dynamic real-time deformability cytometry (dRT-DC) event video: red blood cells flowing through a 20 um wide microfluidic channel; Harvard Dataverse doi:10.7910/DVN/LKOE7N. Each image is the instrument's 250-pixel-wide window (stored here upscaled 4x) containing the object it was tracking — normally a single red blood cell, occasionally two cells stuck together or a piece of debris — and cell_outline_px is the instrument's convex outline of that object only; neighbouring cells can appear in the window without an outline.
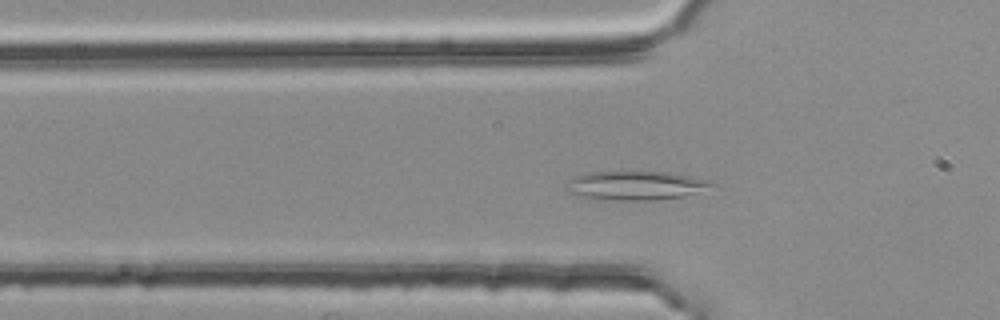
{"species": "common noctule bat (a hibernating species)", "species_latin": "Nyctalus noctula", "temperature_condition": "room temperature", "stored_images_in_passage": 49, "camera_frame_rate_fps": 3000, "um_per_image_px": 0.085, "animal": {"sex": "female", "body_mass_g": 25.1}, "frame": {"image": 1, "passage_image": 15, "time_ms": 4.667, "image_size_px": [1000, 320], "cell_outline_px": [[716, 184], [684, 196], [656, 200], [596, 200], [564, 192], [564, 188], [568, 180], [576, 176], [588, 172], [668, 172], [708, 180]], "centroid_in_image_um": [53.9, 15.78], "position_along_channel_um": 71.9, "area_um2": 24.51}}
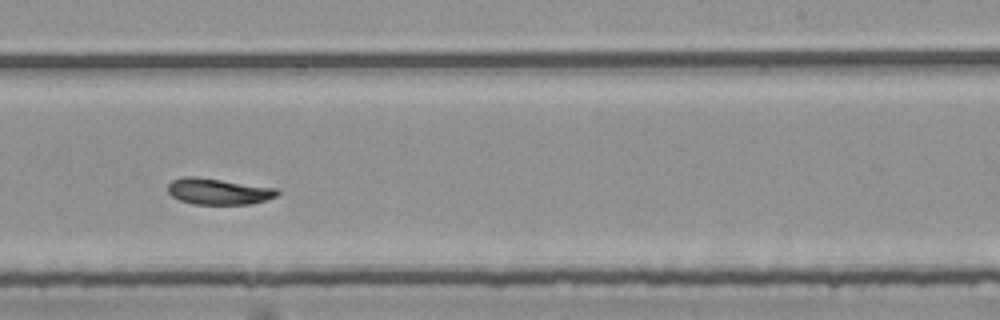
{"frame": {"image": 2, "passage_image": 31, "time_ms": 10.0, "image_size_px": [1000, 320], "cell_outline_px": [[280, 192], [276, 196], [268, 200], [248, 204], [192, 204], [180, 200], [172, 196], [168, 192], [168, 184], [172, 180], [184, 176], [196, 176], [276, 188]], "centroid_in_image_um": [18.55, 16.27], "position_along_channel_um": 270.4, "area_um2": 16.7}}
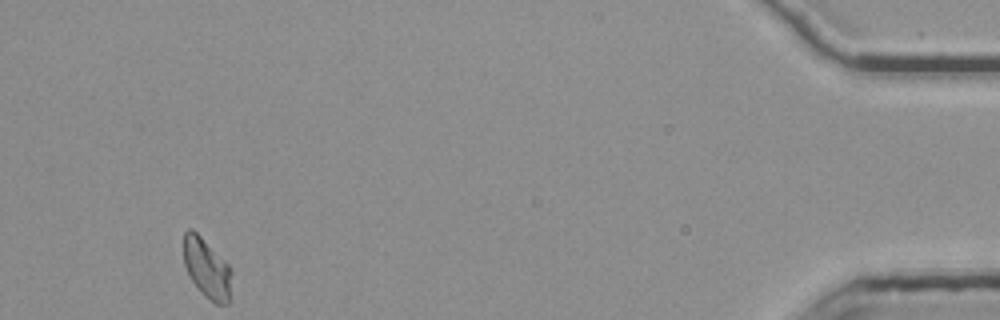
{"frame": {"image": 3, "passage_image": 49, "time_ms": 16.0, "image_size_px": [1000, 320], "cell_outline_px": [[232, 272], [228, 304], [216, 304], [208, 300], [200, 292], [192, 280], [184, 264], [184, 232], [188, 228], [192, 228], [228, 264]], "centroid_in_image_um": [17.58, 22.83], "position_along_channel_um": 417.6, "area_um2": 16.53}, "authors_computed_cell_mechanics": {"area_um2": 16.9354, "velocity_mm_per_s": 3.7309, "shape_relaxation_time_tau1_ms": null, "shape_relaxation_time_tau2_ms": 3.9612, "deformation_change_tau1": null, "deformation_change_tau2": 0.0868}}